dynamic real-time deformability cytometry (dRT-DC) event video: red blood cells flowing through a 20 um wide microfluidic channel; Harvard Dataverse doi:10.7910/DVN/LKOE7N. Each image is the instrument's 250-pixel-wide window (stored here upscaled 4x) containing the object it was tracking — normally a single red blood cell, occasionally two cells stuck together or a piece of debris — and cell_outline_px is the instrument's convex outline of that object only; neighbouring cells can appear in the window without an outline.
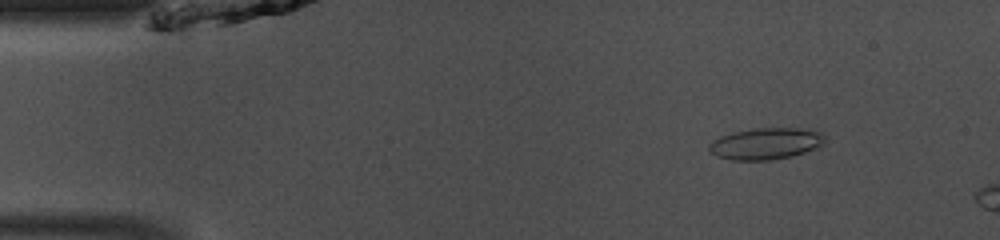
{"species": "common noctule bat (a hibernating species)", "species_latin": "Nyctalus noctula", "temperature_condition": "room temperature", "stored_images_in_passage": 10, "camera_frame_rate_fps": 3000, "um_per_image_px": 0.085, "animal": {"sex": "male", "body_mass_g": 13.0, "forearm_length_mm": 53.1}, "frame": {"image": 1, "passage_image": 6, "time_ms": 1.667, "image_size_px": [1000, 240], "cell_outline_px": [[824, 144], [820, 148], [792, 156], [768, 160], [732, 160], [716, 156], [708, 152], [708, 144], [712, 140], [720, 136], [732, 132], [752, 128], [800, 128], [820, 132], [824, 136]], "centroid_in_image_um": [65.07, 12.21], "position_along_channel_um": 19.9, "area_um2": 21.62}}